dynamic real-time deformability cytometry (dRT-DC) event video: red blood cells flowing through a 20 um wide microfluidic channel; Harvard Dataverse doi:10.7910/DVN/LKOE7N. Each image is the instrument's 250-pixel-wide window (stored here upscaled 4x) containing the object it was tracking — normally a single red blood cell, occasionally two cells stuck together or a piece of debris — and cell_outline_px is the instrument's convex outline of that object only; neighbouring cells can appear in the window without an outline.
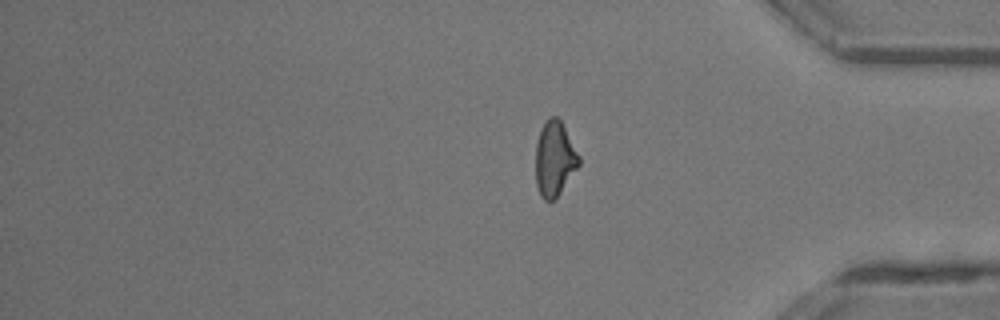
{"species": "common noctule bat (a hibernating species)", "species_latin": "Nyctalus noctula", "temperature_condition": "room temperature", "stored_images_in_passage": 48, "segment_of_instrument_passage": [2, 2], "camera_frame_rate_fps": 3000, "um_per_image_px": 0.085, "animal": {"sex": "male", "body_mass_g": 13.3}, "frame": {"image": 1, "passage_image": 48, "time_ms": 15.667, "image_size_px": [1000, 320], "cell_outline_px": [[580, 164], [560, 192], [552, 200], [544, 200], [540, 196], [536, 184], [536, 144], [540, 128], [548, 116], [556, 116], [560, 120], [580, 156]], "centroid_in_image_um": [47.12, 13.47], "position_along_channel_um": 388.1, "area_um2": 18.79}}